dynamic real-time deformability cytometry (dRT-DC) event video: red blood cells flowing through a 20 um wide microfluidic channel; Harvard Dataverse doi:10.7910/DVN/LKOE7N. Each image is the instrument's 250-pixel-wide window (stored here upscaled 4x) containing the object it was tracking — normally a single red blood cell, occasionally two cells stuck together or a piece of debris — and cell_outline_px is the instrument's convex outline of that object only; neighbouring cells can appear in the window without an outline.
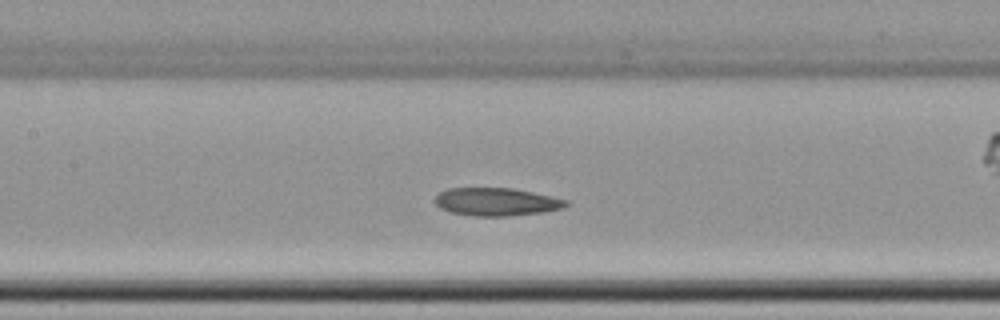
{"species": "common noctule bat (a hibernating species)", "species_latin": "Nyctalus noctula", "temperature_condition": "cold", "stored_images_in_passage": 53, "camera_frame_rate_fps": 3000, "um_per_image_px": 0.085, "animal": {"sex": "female", "body_mass_g": 22.7, "forearm_length_mm": 54.2}, "frame": {"image": 1, "passage_image": 23, "time_ms": 7.333, "image_size_px": [1000, 320], "cell_outline_px": [[568, 204], [564, 208], [544, 212], [508, 216], [472, 216], [452, 212], [440, 208], [436, 204], [436, 196], [440, 192], [448, 188], [512, 188], [532, 192], [568, 200]], "centroid_in_image_um": [42.21, 17.16], "position_along_channel_um": 165.2, "area_um2": 21.27}}